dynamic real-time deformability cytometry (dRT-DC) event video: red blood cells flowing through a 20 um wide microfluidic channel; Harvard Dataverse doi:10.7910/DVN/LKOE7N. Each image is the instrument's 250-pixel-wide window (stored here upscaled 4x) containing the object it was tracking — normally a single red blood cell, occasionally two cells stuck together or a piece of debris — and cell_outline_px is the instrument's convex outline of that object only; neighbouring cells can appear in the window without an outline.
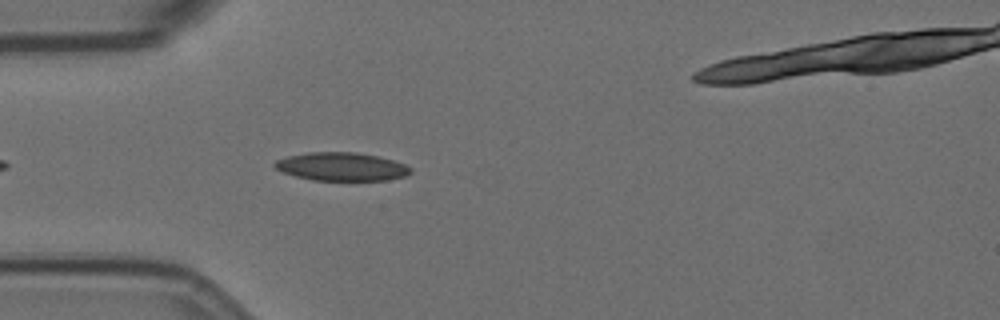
{"species": "Egyptian fruit bat (a non-hibernating species)", "species_latin": "Rousettus aegyptiacus", "temperature_condition": "room temperature", "stored_images_in_passage": 30, "camera_frame_rate_fps": 3000, "um_per_image_px": 0.085, "animal": {"sex": "female"}, "frame": {"image": 1, "passage_image": 6, "time_ms": 1.667, "image_size_px": [1000, 320], "cell_outline_px": [[412, 172], [408, 176], [388, 180], [312, 180], [296, 176], [284, 172], [276, 168], [272, 164], [276, 160], [288, 156], [308, 152], [356, 152], [376, 156], [392, 160], [404, 164], [412, 168]], "centroid_in_image_um": [29.06, 14.16], "position_along_channel_um": 55.9, "area_um2": 22.37}}
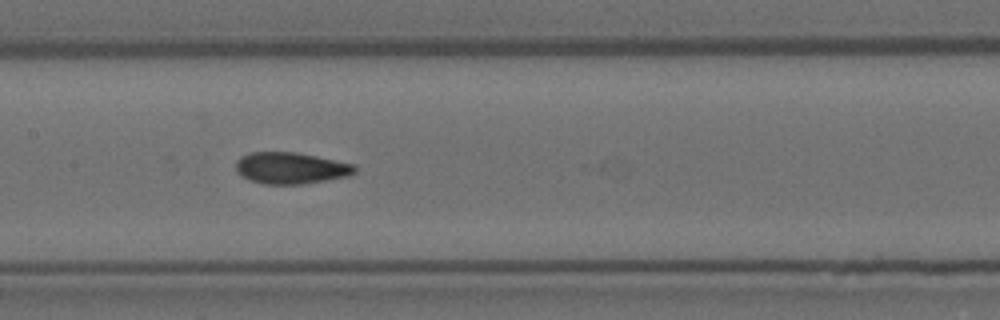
{"frame": {"image": 2, "passage_image": 17, "time_ms": 5.333, "image_size_px": [1000, 320], "cell_outline_px": [[356, 172], [348, 176], [304, 184], [264, 184], [248, 180], [240, 176], [236, 172], [236, 160], [240, 156], [252, 152], [296, 152], [356, 164]], "centroid_in_image_um": [24.7, 14.29], "position_along_channel_um": 182.7, "area_um2": 22.08}}
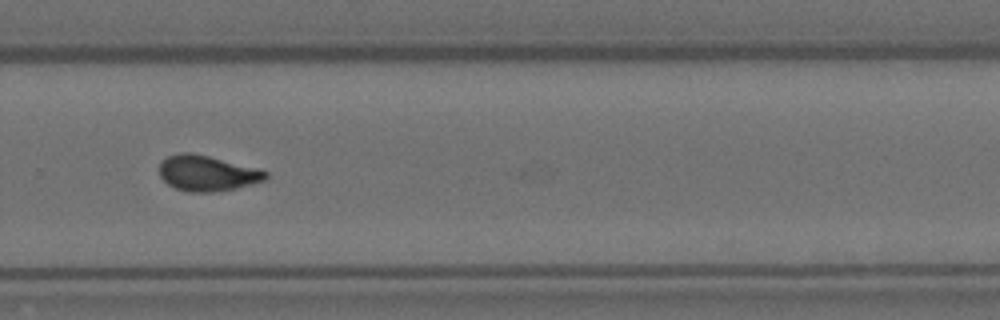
{"frame": {"image": 3, "passage_image": 28, "time_ms": 9.0, "image_size_px": [1000, 320], "cell_outline_px": [[268, 180], [236, 188], [216, 192], [188, 192], [176, 188], [168, 184], [160, 176], [160, 160], [168, 156], [180, 152], [192, 152], [256, 168], [268, 172]], "centroid_in_image_um": [17.61, 14.73], "position_along_channel_um": 312.2, "area_um2": 22.08}}